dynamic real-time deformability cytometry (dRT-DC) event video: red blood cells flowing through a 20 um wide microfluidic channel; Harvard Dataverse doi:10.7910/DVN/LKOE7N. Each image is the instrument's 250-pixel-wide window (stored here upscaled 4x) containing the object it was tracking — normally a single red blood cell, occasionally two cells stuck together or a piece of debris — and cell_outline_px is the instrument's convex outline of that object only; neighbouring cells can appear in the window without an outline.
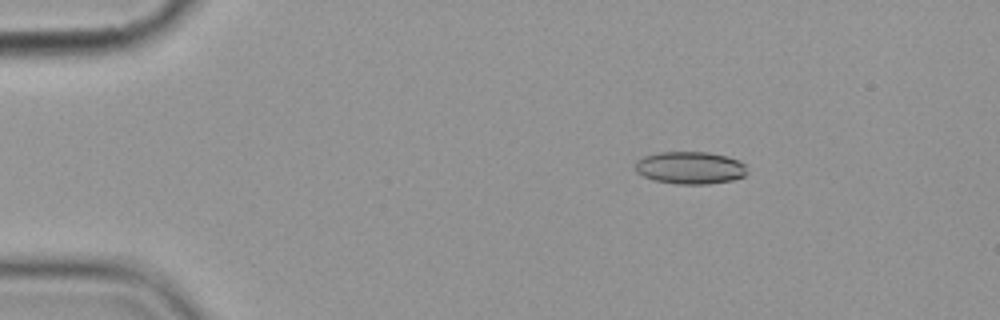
{"species": "common noctule bat (a hibernating species)", "species_latin": "Nyctalus noctula", "temperature_condition": "cold", "stored_images_in_passage": 4, "camera_frame_rate_fps": 3000, "um_per_image_px": 0.085, "animal": {"sex": "female", "body_mass_g": 19.9}, "frame": {"image": 1, "passage_image": 2, "time_ms": 1.0, "image_size_px": [1000, 320], "cell_outline_px": [[748, 172], [744, 176], [732, 180], [708, 184], [676, 184], [652, 180], [636, 172], [636, 160], [644, 156], [660, 152], [708, 152], [724, 156], [736, 160], [744, 164]], "centroid_in_image_um": [58.64, 14.27], "position_along_channel_um": 26.4, "area_um2": 21.1}}